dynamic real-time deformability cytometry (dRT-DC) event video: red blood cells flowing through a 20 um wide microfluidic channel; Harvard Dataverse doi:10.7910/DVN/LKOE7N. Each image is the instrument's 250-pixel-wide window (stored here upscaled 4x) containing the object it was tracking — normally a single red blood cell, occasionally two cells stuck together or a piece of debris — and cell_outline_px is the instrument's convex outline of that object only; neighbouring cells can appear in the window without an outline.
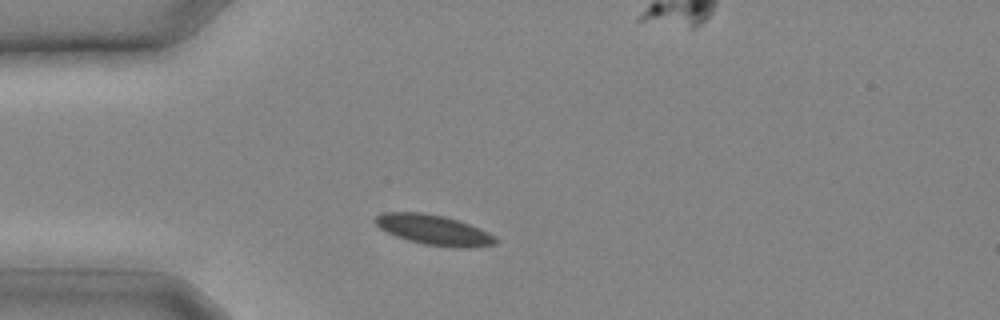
{"species": "common noctule bat (a hibernating species)", "species_latin": "Nyctalus noctula", "temperature_condition": "cold", "stored_images_in_passage": 20, "camera_frame_rate_fps": 3000, "um_per_image_px": 0.085, "animal": {"sex": "male", "body_mass_g": 20.4}, "frame": {"image": 1, "passage_image": 1, "time_ms": 0.0, "image_size_px": [1000, 320], "cell_outline_px": [[500, 240], [496, 244], [468, 248], [464, 248], [424, 244], [408, 240], [396, 236], [380, 228], [376, 224], [376, 216], [384, 212], [424, 212], [444, 216], [468, 224], [488, 232]], "centroid_in_image_um": [36.89, 19.54], "position_along_channel_um": 48.1, "area_um2": 20.87}}
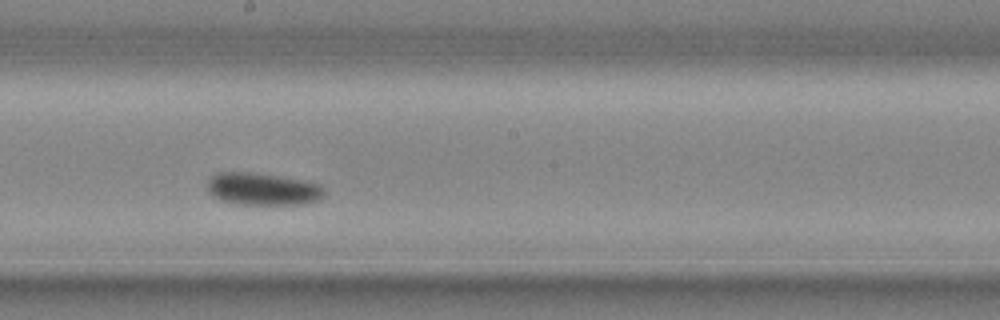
{"frame": {"image": 2, "passage_image": 9, "time_ms": 2.667, "image_size_px": [1000, 320], "cell_outline_px": [[324, 196], [320, 200], [304, 204], [236, 204], [220, 200], [208, 188], [208, 180], [216, 172], [252, 172], [276, 176], [320, 184], [324, 188]], "centroid_in_image_um": [22.35, 16.07], "position_along_channel_um": 225.9, "area_um2": 21.79}}
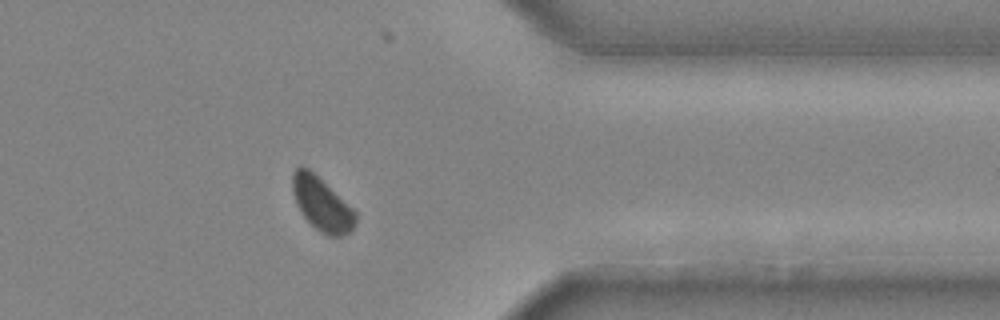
{"frame": {"image": 3, "passage_image": 16, "time_ms": 5.0, "image_size_px": [1000, 320], "cell_outline_px": [[356, 224], [348, 232], [340, 236], [328, 236], [320, 232], [304, 216], [296, 200], [292, 188], [292, 172], [300, 164], [308, 168], [352, 208], [356, 212]], "centroid_in_image_um": [27.34, 17.33], "position_along_channel_um": 384.1, "area_um2": 19.07}}